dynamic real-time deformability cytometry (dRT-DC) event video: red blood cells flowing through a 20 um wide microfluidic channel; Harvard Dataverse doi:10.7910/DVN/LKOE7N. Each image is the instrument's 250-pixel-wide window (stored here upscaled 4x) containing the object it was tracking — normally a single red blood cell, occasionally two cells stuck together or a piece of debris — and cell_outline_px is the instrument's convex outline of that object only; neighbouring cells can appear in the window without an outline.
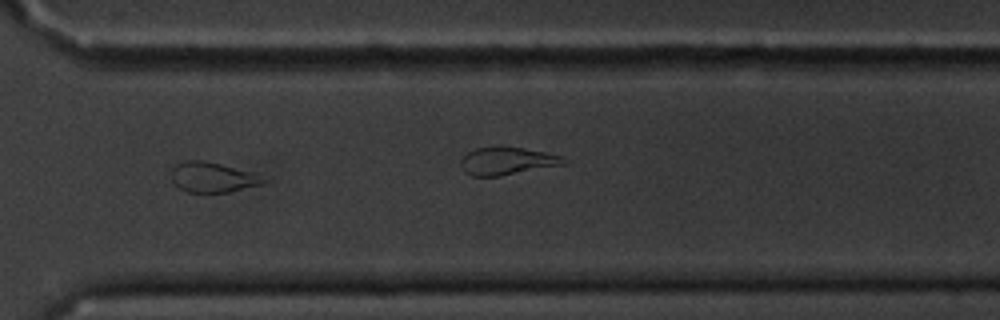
{"species": "common noctule bat (a hibernating species)", "species_latin": "Nyctalus noctula", "temperature_condition": "cold", "stored_images_in_passage": 16, "camera_frame_rate_fps": 3000, "um_per_image_px": 0.085, "animal": {"sex": "male", "body_mass_g": 20.1, "forearm_length_mm": 53.5}, "frame": {"image": 1, "passage_image": 12, "time_ms": 13.333, "image_size_px": [1000, 320], "cell_outline_px": [[272, 180], [260, 184], [228, 192], [188, 192], [180, 188], [172, 180], [172, 168], [176, 164], [184, 160], [204, 160], [272, 176]], "centroid_in_image_um": [18.19, 15.05], "position_along_channel_um": 352.4, "area_um2": 16.53}}
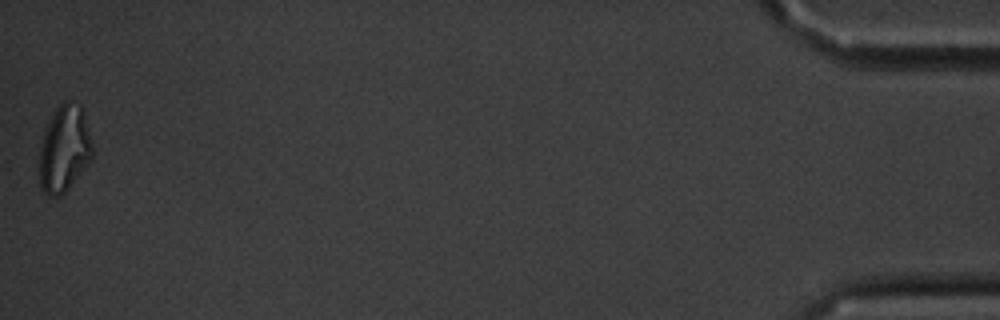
{"frame": {"image": 2, "passage_image": 16, "time_ms": 19.0, "image_size_px": [1000, 320], "cell_outline_px": [[92, 156], [68, 188], [60, 196], [48, 196], [40, 188], [40, 152], [44, 128], [56, 108], [64, 100], [72, 100], [80, 104], [84, 108], [92, 144]], "centroid_in_image_um": [5.46, 12.58], "position_along_channel_um": 429.7, "area_um2": 26.7}, "authors_computed_cell_mechanics": {"area_um2": 17.0221, "velocity_mm_per_s": 3.4662, "shape_relaxation_time_tau1_ms": 9.5371, "shape_relaxation_time_tau2_ms": 2.98, "deformation_change_tau1": 0.2069, "deformation_change_tau2": 0.124}}